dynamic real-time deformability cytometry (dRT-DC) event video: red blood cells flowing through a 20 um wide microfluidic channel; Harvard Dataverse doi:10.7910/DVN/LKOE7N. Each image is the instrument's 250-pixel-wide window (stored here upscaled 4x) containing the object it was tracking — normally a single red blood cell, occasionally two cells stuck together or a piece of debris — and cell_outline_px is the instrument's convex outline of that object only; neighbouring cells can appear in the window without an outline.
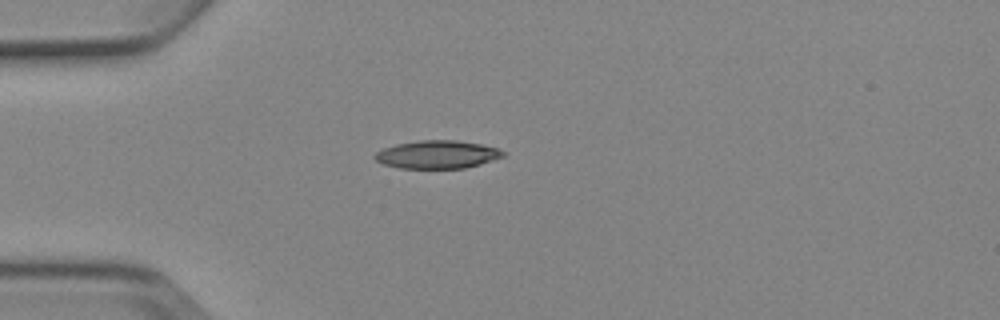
{"species": "Egyptian fruit bat (a non-hibernating species)", "species_latin": "Rousettus aegyptiacus", "temperature_condition": "cold", "stored_images_in_passage": 2, "camera_frame_rate_fps": 3000, "um_per_image_px": 0.085, "animal": {"sex": "female"}, "frame": {"image": 1, "passage_image": 1, "time_ms": 0.0, "image_size_px": [1000, 320], "cell_outline_px": [[504, 156], [480, 164], [464, 168], [400, 168], [384, 164], [376, 160], [372, 156], [376, 152], [384, 148], [396, 144], [420, 140], [456, 140], [480, 144], [496, 148], [504, 152]], "centroid_in_image_um": [37.14, 13.13], "position_along_channel_um": 47.9, "area_um2": 20.75}}